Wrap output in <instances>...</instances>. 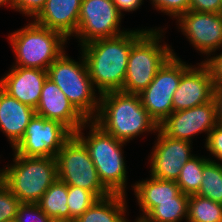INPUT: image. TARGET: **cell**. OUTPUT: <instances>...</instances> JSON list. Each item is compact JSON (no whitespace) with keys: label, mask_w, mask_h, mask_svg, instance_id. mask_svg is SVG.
<instances>
[{"label":"cell","mask_w":222,"mask_h":222,"mask_svg":"<svg viewBox=\"0 0 222 222\" xmlns=\"http://www.w3.org/2000/svg\"><path fill=\"white\" fill-rule=\"evenodd\" d=\"M198 195L222 204V164L210 159L203 167Z\"/></svg>","instance_id":"obj_25"},{"label":"cell","mask_w":222,"mask_h":222,"mask_svg":"<svg viewBox=\"0 0 222 222\" xmlns=\"http://www.w3.org/2000/svg\"><path fill=\"white\" fill-rule=\"evenodd\" d=\"M213 101L216 108L217 123L222 125V86L214 87Z\"/></svg>","instance_id":"obj_36"},{"label":"cell","mask_w":222,"mask_h":222,"mask_svg":"<svg viewBox=\"0 0 222 222\" xmlns=\"http://www.w3.org/2000/svg\"><path fill=\"white\" fill-rule=\"evenodd\" d=\"M126 195L110 194L98 199L74 222H127Z\"/></svg>","instance_id":"obj_21"},{"label":"cell","mask_w":222,"mask_h":222,"mask_svg":"<svg viewBox=\"0 0 222 222\" xmlns=\"http://www.w3.org/2000/svg\"><path fill=\"white\" fill-rule=\"evenodd\" d=\"M206 150L222 162V125L217 124L208 135L205 142ZM222 164V163H220Z\"/></svg>","instance_id":"obj_31"},{"label":"cell","mask_w":222,"mask_h":222,"mask_svg":"<svg viewBox=\"0 0 222 222\" xmlns=\"http://www.w3.org/2000/svg\"><path fill=\"white\" fill-rule=\"evenodd\" d=\"M127 222H130L129 220ZM134 222V221H133ZM135 222H146L145 220L143 219H140V218H136L135 219Z\"/></svg>","instance_id":"obj_38"},{"label":"cell","mask_w":222,"mask_h":222,"mask_svg":"<svg viewBox=\"0 0 222 222\" xmlns=\"http://www.w3.org/2000/svg\"><path fill=\"white\" fill-rule=\"evenodd\" d=\"M121 20L112 0H82L75 37L82 46L96 39L119 36L127 32L121 30Z\"/></svg>","instance_id":"obj_11"},{"label":"cell","mask_w":222,"mask_h":222,"mask_svg":"<svg viewBox=\"0 0 222 222\" xmlns=\"http://www.w3.org/2000/svg\"><path fill=\"white\" fill-rule=\"evenodd\" d=\"M2 173H3V170L1 169L0 170V183L2 182Z\"/></svg>","instance_id":"obj_39"},{"label":"cell","mask_w":222,"mask_h":222,"mask_svg":"<svg viewBox=\"0 0 222 222\" xmlns=\"http://www.w3.org/2000/svg\"><path fill=\"white\" fill-rule=\"evenodd\" d=\"M146 30L128 29L119 36L96 39L80 46L89 77L100 95L122 90L132 44Z\"/></svg>","instance_id":"obj_1"},{"label":"cell","mask_w":222,"mask_h":222,"mask_svg":"<svg viewBox=\"0 0 222 222\" xmlns=\"http://www.w3.org/2000/svg\"><path fill=\"white\" fill-rule=\"evenodd\" d=\"M97 200L98 198L91 191L76 186H68L69 222H74Z\"/></svg>","instance_id":"obj_27"},{"label":"cell","mask_w":222,"mask_h":222,"mask_svg":"<svg viewBox=\"0 0 222 222\" xmlns=\"http://www.w3.org/2000/svg\"><path fill=\"white\" fill-rule=\"evenodd\" d=\"M35 112L38 116L58 121L73 134L88 121L50 78L43 85Z\"/></svg>","instance_id":"obj_16"},{"label":"cell","mask_w":222,"mask_h":222,"mask_svg":"<svg viewBox=\"0 0 222 222\" xmlns=\"http://www.w3.org/2000/svg\"><path fill=\"white\" fill-rule=\"evenodd\" d=\"M114 5L116 6L117 10L120 12L122 16L123 11L126 12H133L141 7L142 3L144 2L143 0H112Z\"/></svg>","instance_id":"obj_35"},{"label":"cell","mask_w":222,"mask_h":222,"mask_svg":"<svg viewBox=\"0 0 222 222\" xmlns=\"http://www.w3.org/2000/svg\"><path fill=\"white\" fill-rule=\"evenodd\" d=\"M74 134L55 120L34 115L22 139L12 148L26 157H56V154Z\"/></svg>","instance_id":"obj_10"},{"label":"cell","mask_w":222,"mask_h":222,"mask_svg":"<svg viewBox=\"0 0 222 222\" xmlns=\"http://www.w3.org/2000/svg\"><path fill=\"white\" fill-rule=\"evenodd\" d=\"M158 69L153 81L140 94L143 107L160 126L173 112V94L179 86L182 74L191 66L175 52Z\"/></svg>","instance_id":"obj_9"},{"label":"cell","mask_w":222,"mask_h":222,"mask_svg":"<svg viewBox=\"0 0 222 222\" xmlns=\"http://www.w3.org/2000/svg\"><path fill=\"white\" fill-rule=\"evenodd\" d=\"M82 0H46L44 8L33 19L37 24L61 33L67 40L78 27Z\"/></svg>","instance_id":"obj_18"},{"label":"cell","mask_w":222,"mask_h":222,"mask_svg":"<svg viewBox=\"0 0 222 222\" xmlns=\"http://www.w3.org/2000/svg\"><path fill=\"white\" fill-rule=\"evenodd\" d=\"M98 96L99 110L93 121L116 139L129 142L143 132L157 133L159 126L143 107L139 94L110 91Z\"/></svg>","instance_id":"obj_2"},{"label":"cell","mask_w":222,"mask_h":222,"mask_svg":"<svg viewBox=\"0 0 222 222\" xmlns=\"http://www.w3.org/2000/svg\"><path fill=\"white\" fill-rule=\"evenodd\" d=\"M210 160L205 156H193L181 169L176 183L182 193L190 196L198 194L203 179V167Z\"/></svg>","instance_id":"obj_24"},{"label":"cell","mask_w":222,"mask_h":222,"mask_svg":"<svg viewBox=\"0 0 222 222\" xmlns=\"http://www.w3.org/2000/svg\"><path fill=\"white\" fill-rule=\"evenodd\" d=\"M35 109L11 97L0 87V130L13 148L21 139Z\"/></svg>","instance_id":"obj_20"},{"label":"cell","mask_w":222,"mask_h":222,"mask_svg":"<svg viewBox=\"0 0 222 222\" xmlns=\"http://www.w3.org/2000/svg\"><path fill=\"white\" fill-rule=\"evenodd\" d=\"M189 10L222 13V0H189Z\"/></svg>","instance_id":"obj_34"},{"label":"cell","mask_w":222,"mask_h":222,"mask_svg":"<svg viewBox=\"0 0 222 222\" xmlns=\"http://www.w3.org/2000/svg\"><path fill=\"white\" fill-rule=\"evenodd\" d=\"M135 197L142 214L137 217L144 219L158 202L188 201L189 196L182 193L176 181L153 178L139 181L133 185Z\"/></svg>","instance_id":"obj_19"},{"label":"cell","mask_w":222,"mask_h":222,"mask_svg":"<svg viewBox=\"0 0 222 222\" xmlns=\"http://www.w3.org/2000/svg\"><path fill=\"white\" fill-rule=\"evenodd\" d=\"M160 28L147 29L133 44L127 62L122 92L140 94L153 81L158 69L173 54L168 44H160Z\"/></svg>","instance_id":"obj_5"},{"label":"cell","mask_w":222,"mask_h":222,"mask_svg":"<svg viewBox=\"0 0 222 222\" xmlns=\"http://www.w3.org/2000/svg\"><path fill=\"white\" fill-rule=\"evenodd\" d=\"M216 108L213 99L205 104L172 112L159 126V129L168 137L192 142L191 139L198 133L209 132L217 125Z\"/></svg>","instance_id":"obj_14"},{"label":"cell","mask_w":222,"mask_h":222,"mask_svg":"<svg viewBox=\"0 0 222 222\" xmlns=\"http://www.w3.org/2000/svg\"><path fill=\"white\" fill-rule=\"evenodd\" d=\"M157 11H161L177 19L181 14L189 11V0H150Z\"/></svg>","instance_id":"obj_30"},{"label":"cell","mask_w":222,"mask_h":222,"mask_svg":"<svg viewBox=\"0 0 222 222\" xmlns=\"http://www.w3.org/2000/svg\"><path fill=\"white\" fill-rule=\"evenodd\" d=\"M150 154V176L177 181L182 167L193 157L192 143L166 136L160 129Z\"/></svg>","instance_id":"obj_13"},{"label":"cell","mask_w":222,"mask_h":222,"mask_svg":"<svg viewBox=\"0 0 222 222\" xmlns=\"http://www.w3.org/2000/svg\"><path fill=\"white\" fill-rule=\"evenodd\" d=\"M188 201L158 202V205L143 219L146 222L187 221Z\"/></svg>","instance_id":"obj_26"},{"label":"cell","mask_w":222,"mask_h":222,"mask_svg":"<svg viewBox=\"0 0 222 222\" xmlns=\"http://www.w3.org/2000/svg\"><path fill=\"white\" fill-rule=\"evenodd\" d=\"M16 222H51L37 203H21L15 218Z\"/></svg>","instance_id":"obj_29"},{"label":"cell","mask_w":222,"mask_h":222,"mask_svg":"<svg viewBox=\"0 0 222 222\" xmlns=\"http://www.w3.org/2000/svg\"><path fill=\"white\" fill-rule=\"evenodd\" d=\"M222 204L198 194L188 199L187 222H221Z\"/></svg>","instance_id":"obj_23"},{"label":"cell","mask_w":222,"mask_h":222,"mask_svg":"<svg viewBox=\"0 0 222 222\" xmlns=\"http://www.w3.org/2000/svg\"><path fill=\"white\" fill-rule=\"evenodd\" d=\"M47 78L46 70L12 66L11 70L0 78V87L11 97L36 109Z\"/></svg>","instance_id":"obj_17"},{"label":"cell","mask_w":222,"mask_h":222,"mask_svg":"<svg viewBox=\"0 0 222 222\" xmlns=\"http://www.w3.org/2000/svg\"><path fill=\"white\" fill-rule=\"evenodd\" d=\"M176 20L178 29L201 54L210 57L222 49V13L189 10Z\"/></svg>","instance_id":"obj_12"},{"label":"cell","mask_w":222,"mask_h":222,"mask_svg":"<svg viewBox=\"0 0 222 222\" xmlns=\"http://www.w3.org/2000/svg\"><path fill=\"white\" fill-rule=\"evenodd\" d=\"M80 61L68 57L65 51L49 66L50 78L73 106L87 119L93 120L99 110L100 96L89 77L83 54ZM97 94V95H96Z\"/></svg>","instance_id":"obj_7"},{"label":"cell","mask_w":222,"mask_h":222,"mask_svg":"<svg viewBox=\"0 0 222 222\" xmlns=\"http://www.w3.org/2000/svg\"><path fill=\"white\" fill-rule=\"evenodd\" d=\"M16 63L13 66L48 70L65 51L67 39L59 32L37 24L34 20L8 36Z\"/></svg>","instance_id":"obj_6"},{"label":"cell","mask_w":222,"mask_h":222,"mask_svg":"<svg viewBox=\"0 0 222 222\" xmlns=\"http://www.w3.org/2000/svg\"><path fill=\"white\" fill-rule=\"evenodd\" d=\"M68 185L57 179L37 202L51 219L69 222Z\"/></svg>","instance_id":"obj_22"},{"label":"cell","mask_w":222,"mask_h":222,"mask_svg":"<svg viewBox=\"0 0 222 222\" xmlns=\"http://www.w3.org/2000/svg\"><path fill=\"white\" fill-rule=\"evenodd\" d=\"M46 0H13V9L27 17L35 18L44 8Z\"/></svg>","instance_id":"obj_32"},{"label":"cell","mask_w":222,"mask_h":222,"mask_svg":"<svg viewBox=\"0 0 222 222\" xmlns=\"http://www.w3.org/2000/svg\"><path fill=\"white\" fill-rule=\"evenodd\" d=\"M214 56L208 57L202 61V63L207 67L214 87L222 86V52L220 54L213 53Z\"/></svg>","instance_id":"obj_33"},{"label":"cell","mask_w":222,"mask_h":222,"mask_svg":"<svg viewBox=\"0 0 222 222\" xmlns=\"http://www.w3.org/2000/svg\"><path fill=\"white\" fill-rule=\"evenodd\" d=\"M21 202L13 195L11 190L0 183V222L14 220Z\"/></svg>","instance_id":"obj_28"},{"label":"cell","mask_w":222,"mask_h":222,"mask_svg":"<svg viewBox=\"0 0 222 222\" xmlns=\"http://www.w3.org/2000/svg\"><path fill=\"white\" fill-rule=\"evenodd\" d=\"M191 65L181 76L173 94V112L190 109L213 99L214 84L207 67L201 62Z\"/></svg>","instance_id":"obj_15"},{"label":"cell","mask_w":222,"mask_h":222,"mask_svg":"<svg viewBox=\"0 0 222 222\" xmlns=\"http://www.w3.org/2000/svg\"><path fill=\"white\" fill-rule=\"evenodd\" d=\"M5 222H16L15 219L14 220H10V221H5Z\"/></svg>","instance_id":"obj_41"},{"label":"cell","mask_w":222,"mask_h":222,"mask_svg":"<svg viewBox=\"0 0 222 222\" xmlns=\"http://www.w3.org/2000/svg\"><path fill=\"white\" fill-rule=\"evenodd\" d=\"M3 5H5L7 7V5L9 6V8L13 9V0H0V7Z\"/></svg>","instance_id":"obj_37"},{"label":"cell","mask_w":222,"mask_h":222,"mask_svg":"<svg viewBox=\"0 0 222 222\" xmlns=\"http://www.w3.org/2000/svg\"><path fill=\"white\" fill-rule=\"evenodd\" d=\"M13 155L14 163L2 169V182L21 203H37L58 179L56 157Z\"/></svg>","instance_id":"obj_4"},{"label":"cell","mask_w":222,"mask_h":222,"mask_svg":"<svg viewBox=\"0 0 222 222\" xmlns=\"http://www.w3.org/2000/svg\"><path fill=\"white\" fill-rule=\"evenodd\" d=\"M86 126L90 128L87 137L82 132ZM74 135L87 148L103 186L111 194L126 195L127 169L122 150L126 142L105 132L93 120L84 123Z\"/></svg>","instance_id":"obj_3"},{"label":"cell","mask_w":222,"mask_h":222,"mask_svg":"<svg viewBox=\"0 0 222 222\" xmlns=\"http://www.w3.org/2000/svg\"><path fill=\"white\" fill-rule=\"evenodd\" d=\"M51 222H66V221H56V220H51Z\"/></svg>","instance_id":"obj_40"},{"label":"cell","mask_w":222,"mask_h":222,"mask_svg":"<svg viewBox=\"0 0 222 222\" xmlns=\"http://www.w3.org/2000/svg\"><path fill=\"white\" fill-rule=\"evenodd\" d=\"M58 179L91 191L98 199L111 193L101 183L85 145L73 135L56 154Z\"/></svg>","instance_id":"obj_8"}]
</instances>
